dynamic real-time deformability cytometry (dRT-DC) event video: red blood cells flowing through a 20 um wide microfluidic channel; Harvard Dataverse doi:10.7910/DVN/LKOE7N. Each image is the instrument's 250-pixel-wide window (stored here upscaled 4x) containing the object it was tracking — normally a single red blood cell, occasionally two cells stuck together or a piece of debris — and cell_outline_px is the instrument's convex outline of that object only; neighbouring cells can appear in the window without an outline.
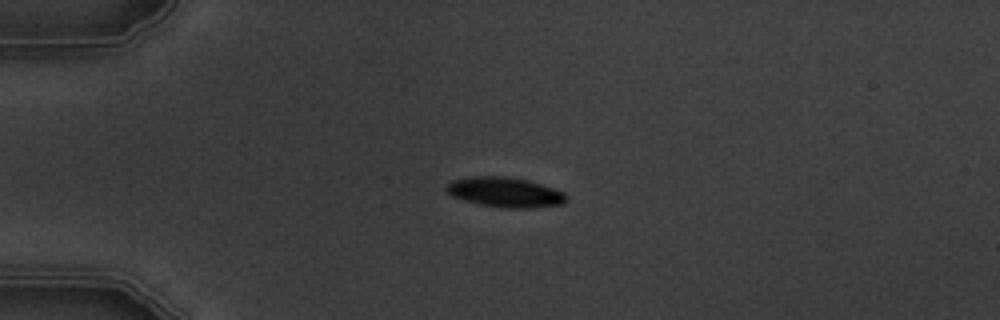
{"species": "common noctule bat (a hibernating species)", "species_latin": "Nyctalus noctula", "temperature_condition": "warm", "stored_images_in_passage": 5, "camera_frame_rate_fps": 3000, "um_per_image_px": 0.085, "animal": {"sex": "male", "body_mass_g": 19.5, "forearm_length_mm": 54.6}, "frame": {"image": 1, "passage_image": 3, "time_ms": 3.0, "image_size_px": [1000, 320], "cell_outline_px": [[568, 200], [564, 204], [532, 208], [504, 208], [480, 204], [464, 200], [452, 196], [444, 188], [452, 180], [476, 176], [504, 176], [528, 180], [564, 192], [568, 196]], "centroid_in_image_um": [42.96, 16.35], "position_along_channel_um": 42.0, "area_um2": 20.92}}
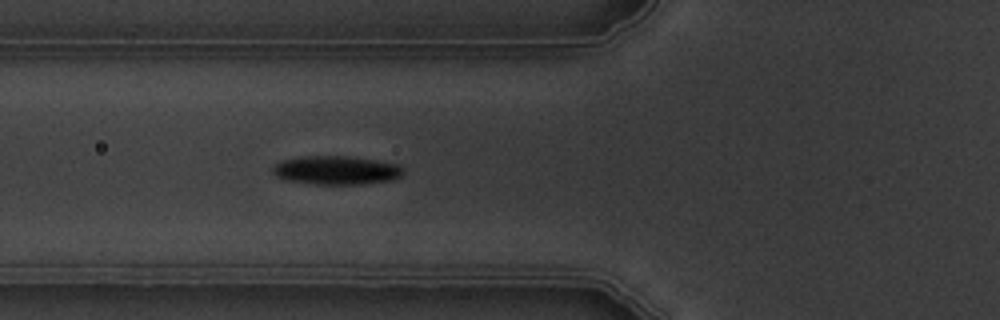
{"frame": {"image": 2, "passage_image": 5, "time_ms": 5.333, "image_size_px": [1000, 320], "cell_outline_px": [[404, 172], [400, 176], [392, 180], [364, 184], [316, 184], [284, 180], [276, 176], [272, 172], [272, 168], [276, 164], [284, 160], [304, 156], [348, 156], [400, 164], [404, 168]], "centroid_in_image_um": [28.61, 14.47], "position_along_channel_um": 97.2, "area_um2": 21.85}}